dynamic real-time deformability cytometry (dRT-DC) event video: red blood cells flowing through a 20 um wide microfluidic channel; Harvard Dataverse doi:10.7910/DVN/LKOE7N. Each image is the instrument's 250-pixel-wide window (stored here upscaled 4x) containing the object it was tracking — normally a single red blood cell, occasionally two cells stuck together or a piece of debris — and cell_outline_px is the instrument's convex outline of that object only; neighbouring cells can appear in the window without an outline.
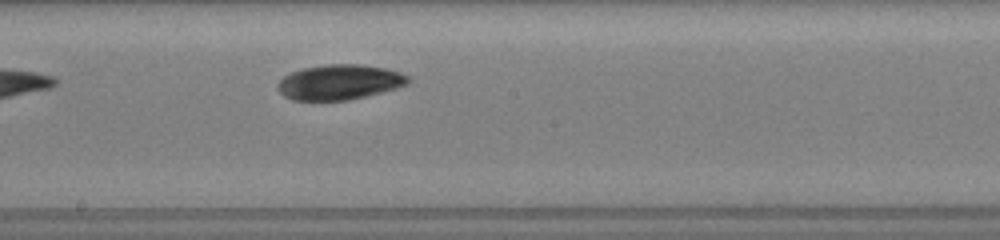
{"species": "common noctule bat (a hibernating species)", "species_latin": "Nyctalus noctula", "temperature_condition": "room temperature", "stored_images_in_passage": 7, "camera_frame_rate_fps": 3000, "um_per_image_px": 0.085, "animal": {"sex": "female", "body_mass_g": 19.5, "forearm_length_mm": 54.1}, "frame": {"image": 1, "passage_image": 7, "time_ms": 4.333, "image_size_px": [1000, 240], "cell_outline_px": [[412, 80], [408, 84], [396, 88], [348, 100], [292, 100], [284, 96], [276, 88], [276, 84], [284, 76], [292, 72], [304, 68], [324, 64], [360, 64], [388, 68], [400, 72], [408, 76]], "centroid_in_image_um": [28.86, 6.97], "position_along_channel_um": 219.3, "area_um2": 26.76}}